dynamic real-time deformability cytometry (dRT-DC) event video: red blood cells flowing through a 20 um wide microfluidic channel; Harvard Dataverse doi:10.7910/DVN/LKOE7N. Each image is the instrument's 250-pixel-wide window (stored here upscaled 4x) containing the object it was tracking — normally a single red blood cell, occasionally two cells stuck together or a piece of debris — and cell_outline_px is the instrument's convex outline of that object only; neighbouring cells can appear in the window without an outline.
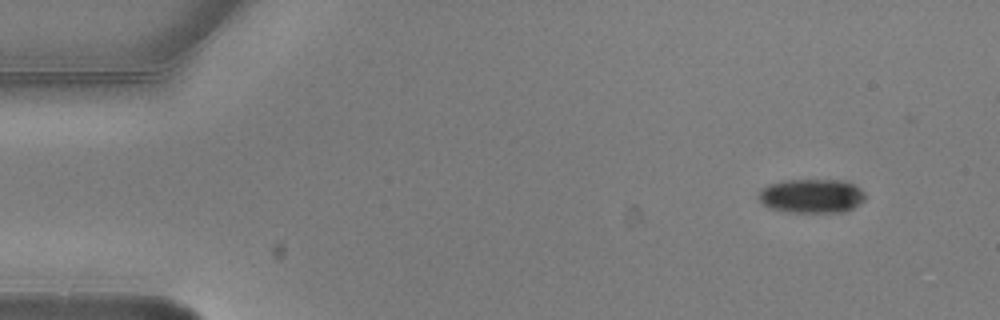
{"species": "common noctule bat (a hibernating species)", "species_latin": "Nyctalus noctula", "temperature_condition": "warm", "stored_images_in_passage": 4, "camera_frame_rate_fps": 3000, "um_per_image_px": 0.085, "animal": {"sex": "male", "body_mass_g": 20.5, "forearm_length_mm": 52.5}, "frame": {"image": 1, "passage_image": 1, "time_ms": 0.0, "image_size_px": [1000, 320], "cell_outline_px": [[864, 200], [860, 204], [844, 212], [792, 212], [772, 208], [764, 204], [760, 200], [760, 188], [768, 184], [784, 180], [848, 180], [856, 184], [864, 192]], "centroid_in_image_um": [69.04, 16.63], "position_along_channel_um": 16.0, "area_um2": 21.21}}